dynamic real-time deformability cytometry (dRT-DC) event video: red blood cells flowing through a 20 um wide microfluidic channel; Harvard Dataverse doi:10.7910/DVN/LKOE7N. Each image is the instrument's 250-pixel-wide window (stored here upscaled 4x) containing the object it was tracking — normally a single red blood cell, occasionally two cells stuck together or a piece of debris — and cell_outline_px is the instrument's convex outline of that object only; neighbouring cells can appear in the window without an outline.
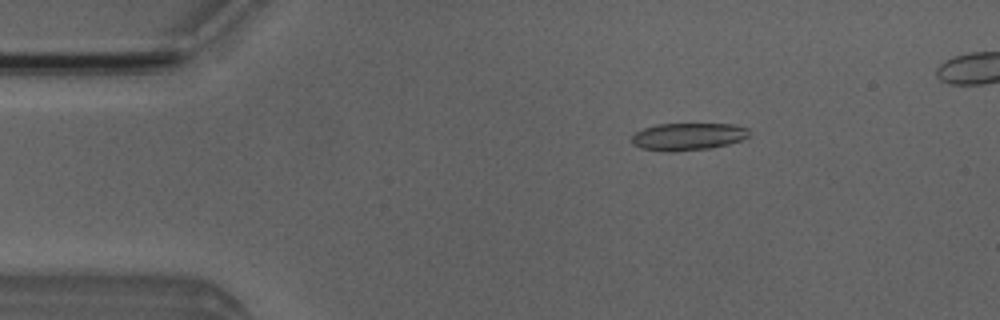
{"species": "Egyptian fruit bat (a non-hibernating species)", "species_latin": "Rousettus aegyptiacus", "temperature_condition": "room temperature", "stored_images_in_passage": 6, "camera_frame_rate_fps": 3000, "um_per_image_px": 0.085, "animal": {"sex": "male"}, "frame": {"image": 1, "passage_image": 1, "time_ms": 0.0, "image_size_px": [1000, 320], "cell_outline_px": [[748, 136], [740, 140], [728, 144], [708, 148], [672, 152], [640, 148], [632, 144], [632, 136], [636, 132], [644, 128], [656, 124], [736, 124], [748, 128]], "centroid_in_image_um": [58.46, 11.6], "position_along_channel_um": 26.5, "area_um2": 18.61}}
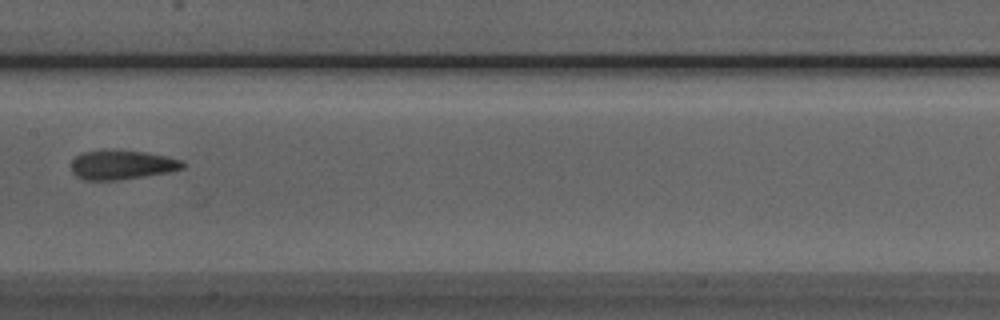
{"frame": {"image": 2, "passage_image": 6, "time_ms": 5.667, "image_size_px": [1000, 320], "cell_outline_px": [[188, 164], [184, 168], [168, 172], [120, 180], [84, 180], [76, 176], [72, 172], [72, 160], [80, 152], [104, 148], [144, 152], [168, 156], [180, 160]], "centroid_in_image_um": [10.34, 13.99], "position_along_channel_um": 197.1, "area_um2": 19.48}}